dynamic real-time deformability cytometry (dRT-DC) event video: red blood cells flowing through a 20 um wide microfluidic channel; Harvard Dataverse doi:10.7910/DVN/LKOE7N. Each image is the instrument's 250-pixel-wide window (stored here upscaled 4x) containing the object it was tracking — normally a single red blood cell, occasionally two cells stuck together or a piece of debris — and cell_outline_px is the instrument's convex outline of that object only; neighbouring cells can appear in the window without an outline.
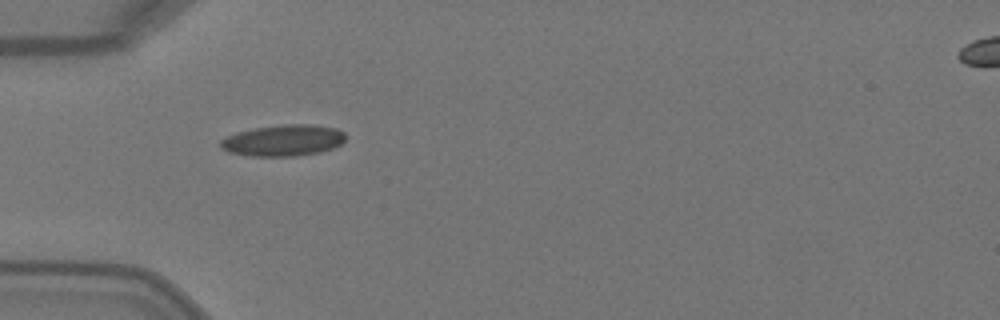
{"species": "Egyptian fruit bat (a non-hibernating species)", "species_latin": "Rousettus aegyptiacus", "temperature_condition": "warm", "stored_images_in_passage": 3, "camera_frame_rate_fps": 3000, "um_per_image_px": 0.085, "animal": {"sex": "female"}, "frame": {"image": 1, "passage_image": 1, "time_ms": 0.0, "image_size_px": [1000, 320], "cell_outline_px": [[344, 140], [340, 144], [332, 148], [320, 152], [292, 156], [252, 156], [228, 152], [220, 148], [220, 140], [236, 132], [256, 128], [284, 124], [312, 124], [336, 128], [344, 132]], "centroid_in_image_um": [24.06, 11.93], "position_along_channel_um": 60.9, "area_um2": 22.72}}
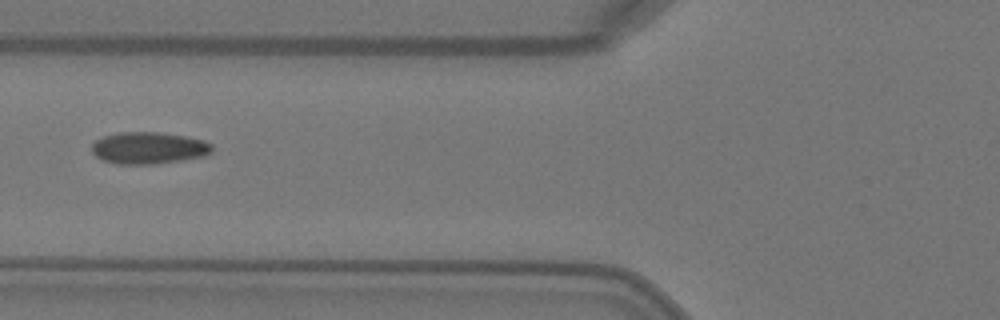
{"frame": {"image": 2, "passage_image": 2, "time_ms": 0.333, "image_size_px": [1000, 320], "cell_outline_px": [[212, 152], [204, 156], [180, 160], [152, 164], [116, 164], [104, 160], [96, 156], [92, 152], [92, 144], [96, 140], [104, 136], [116, 132], [160, 132], [184, 136], [204, 140], [212, 144]], "centroid_in_image_um": [12.63, 12.57], "position_along_channel_um": 113.2, "area_um2": 22.31}}